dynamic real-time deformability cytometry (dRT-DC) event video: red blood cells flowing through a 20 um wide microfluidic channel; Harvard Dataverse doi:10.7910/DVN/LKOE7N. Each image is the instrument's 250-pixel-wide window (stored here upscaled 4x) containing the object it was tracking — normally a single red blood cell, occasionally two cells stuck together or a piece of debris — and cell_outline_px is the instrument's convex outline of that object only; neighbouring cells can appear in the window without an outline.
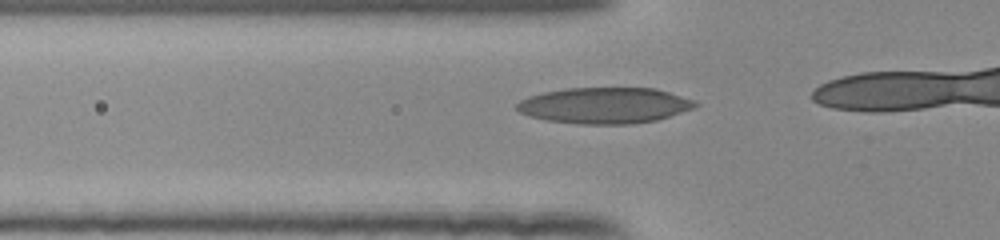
{"species": "human", "species_latin": "Homo sapiens", "temperature_condition": "room temperature", "stored_images_in_passage": 18, "camera_frame_rate_fps": 3000, "um_per_image_px": 0.085, "donor": {"sex": "female"}, "frame": {"image": 1, "passage_image": 13, "time_ms": 4.0, "image_size_px": [1000, 240], "cell_outline_px": [[700, 104], [692, 108], [656, 120], [632, 124], [580, 124], [544, 120], [520, 112], [516, 108], [516, 104], [520, 100], [528, 96], [544, 92], [564, 88], [656, 88], [696, 100]], "centroid_in_image_um": [51.39, 8.96], "position_along_channel_um": 74.4, "area_um2": 37.45}}
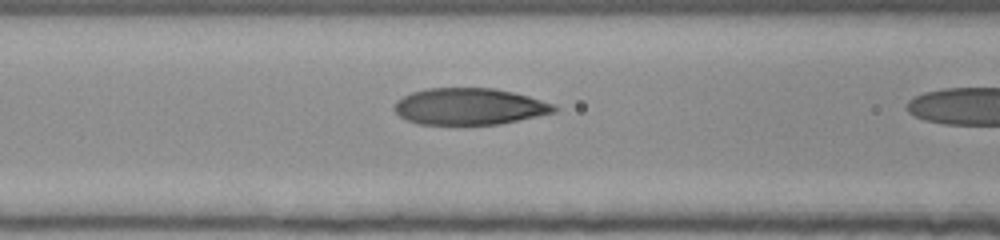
{"frame": {"image": 2, "passage_image": 17, "time_ms": 5.333, "image_size_px": [1000, 240], "cell_outline_px": [[560, 108], [556, 112], [500, 124], [420, 124], [404, 120], [392, 108], [396, 100], [412, 92], [424, 88], [492, 88], [512, 92], [528, 96], [556, 104]], "centroid_in_image_um": [39.89, 9.05], "position_along_channel_um": 126.7, "area_um2": 34.28}}